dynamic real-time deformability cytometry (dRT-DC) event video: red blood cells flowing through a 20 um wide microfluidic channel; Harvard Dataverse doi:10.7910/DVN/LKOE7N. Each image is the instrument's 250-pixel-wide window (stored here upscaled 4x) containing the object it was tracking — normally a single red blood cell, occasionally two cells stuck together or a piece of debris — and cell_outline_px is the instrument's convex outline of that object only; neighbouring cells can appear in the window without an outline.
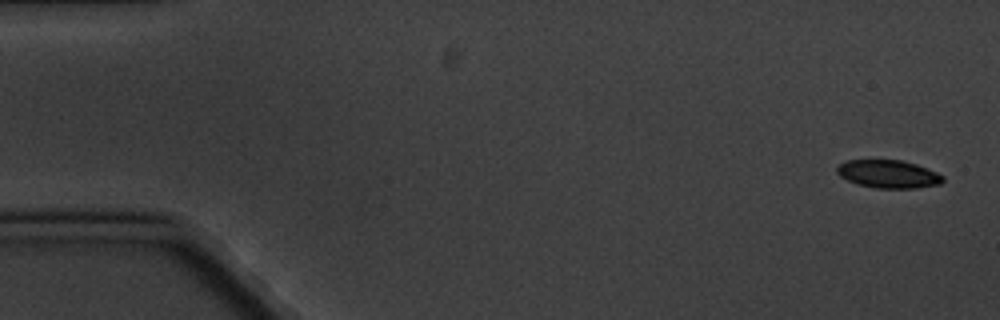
{"species": "common noctule bat (a hibernating species)", "species_latin": "Nyctalus noctula", "temperature_condition": "cold", "stored_images_in_passage": 5, "camera_frame_rate_fps": 3000, "um_per_image_px": 0.085, "animal": {"sex": "male", "body_mass_g": 20.1, "forearm_length_mm": 53.5}, "frame": {"image": 1, "passage_image": 1, "time_ms": 0.0, "image_size_px": [1000, 320], "cell_outline_px": [[944, 180], [940, 184], [916, 188], [876, 188], [856, 184], [840, 176], [836, 172], [836, 168], [840, 164], [848, 160], [900, 160], [916, 164], [936, 172], [944, 176]], "centroid_in_image_um": [75.51, 14.8], "position_along_channel_um": 9.5, "area_um2": 17.22}}
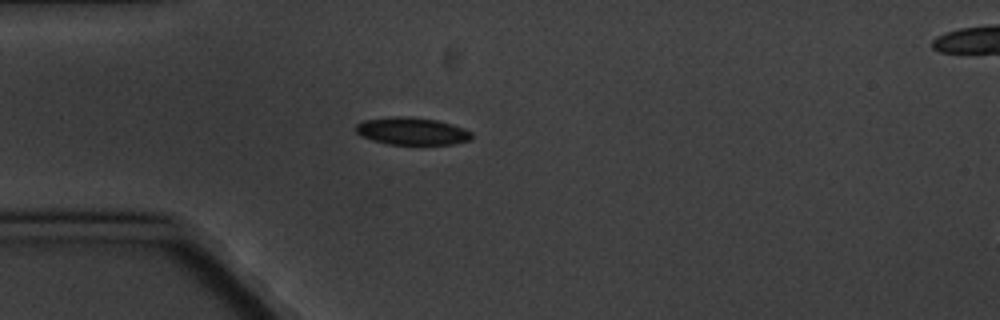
{"frame": {"image": 2, "passage_image": 5, "time_ms": 4.667, "image_size_px": [1000, 320], "cell_outline_px": [[472, 140], [452, 144], [388, 144], [372, 140], [360, 136], [356, 132], [356, 124], [364, 120], [392, 116], [408, 116], [436, 120], [452, 124], [464, 128], [472, 132]], "centroid_in_image_um": [35.01, 11.14], "position_along_channel_um": 50.0, "area_um2": 18.61}}